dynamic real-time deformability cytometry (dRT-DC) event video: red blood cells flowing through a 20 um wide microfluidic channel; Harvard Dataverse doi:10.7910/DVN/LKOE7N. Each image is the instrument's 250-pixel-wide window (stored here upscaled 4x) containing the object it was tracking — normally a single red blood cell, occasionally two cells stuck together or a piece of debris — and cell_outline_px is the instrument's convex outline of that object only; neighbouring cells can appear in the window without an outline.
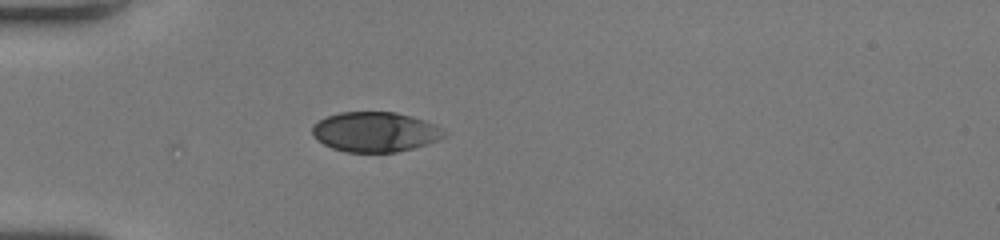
{"species": "human", "species_latin": "Homo sapiens", "temperature_condition": "room temperature", "stored_images_in_passage": 37, "camera_frame_rate_fps": 3000, "um_per_image_px": 0.085, "donor": {"sex": "female"}, "frame": {"image": 1, "passage_image": 1, "time_ms": 0.0, "image_size_px": [1000, 240], "cell_outline_px": [[448, 132], [444, 136], [428, 144], [396, 152], [348, 152], [332, 148], [316, 140], [312, 136], [312, 124], [328, 116], [340, 112], [396, 112], [412, 116], [424, 120]], "centroid_in_image_um": [31.86, 11.21], "position_along_channel_um": 53.1, "area_um2": 30.63}}
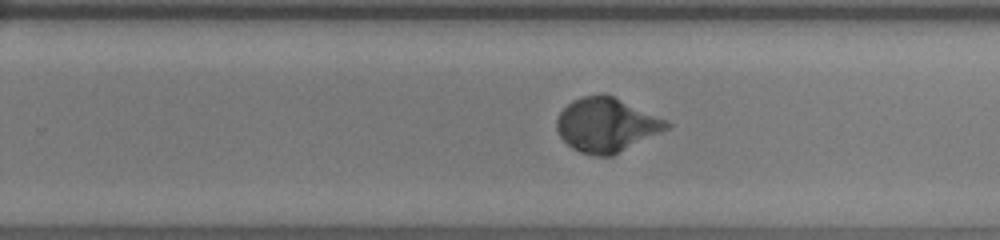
{"frame": {"image": 2, "passage_image": 19, "time_ms": 6.0, "image_size_px": [1000, 240], "cell_outline_px": [[672, 124], [668, 128], [612, 156], [596, 156], [580, 152], [572, 148], [560, 136], [556, 128], [556, 120], [560, 112], [572, 100], [580, 96], [604, 92], [664, 120]], "centroid_in_image_um": [51.48, 10.61], "position_along_channel_um": 278.3, "area_um2": 34.22}}
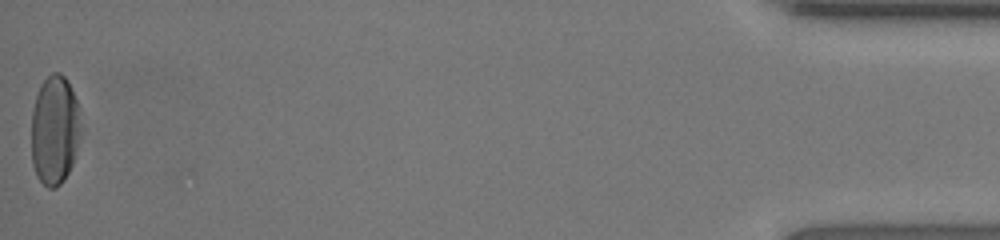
{"frame": {"image": 3, "passage_image": 37, "time_ms": 12.0, "image_size_px": [1000, 240], "cell_outline_px": [[84, 132], [72, 164], [64, 180], [56, 188], [48, 188], [36, 176], [32, 164], [32, 112], [36, 96], [40, 84], [52, 72], [60, 72], [68, 80], [80, 108]], "centroid_in_image_um": [4.7, 11.05], "position_along_channel_um": 430.5, "area_um2": 32.43}, "authors_computed_cell_mechanics": {"area_um2": 32.3102, "velocity_mm_per_s": 4.0321, "shape_relaxation_time_tau1_ms": 2.6724, "shape_relaxation_time_tau2_ms": null, "deformation_change_tau1": 0.1971, "deformation_change_tau2": null}}